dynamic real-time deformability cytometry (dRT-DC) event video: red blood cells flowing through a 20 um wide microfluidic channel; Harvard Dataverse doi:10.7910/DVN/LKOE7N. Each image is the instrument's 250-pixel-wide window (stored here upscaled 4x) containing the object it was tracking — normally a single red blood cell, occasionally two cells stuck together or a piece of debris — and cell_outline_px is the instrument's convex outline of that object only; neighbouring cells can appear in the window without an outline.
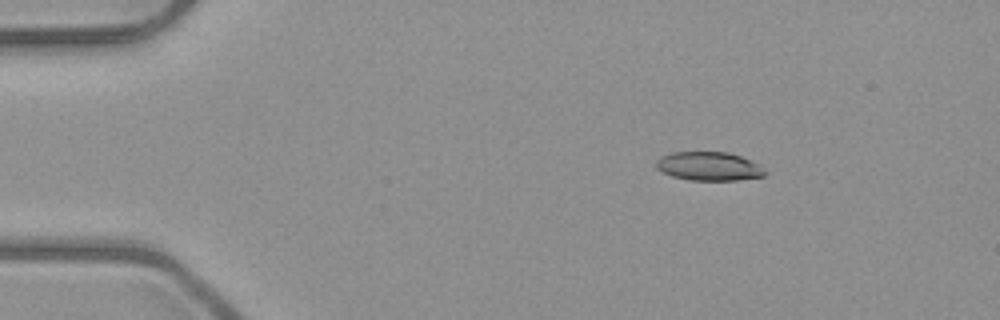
{"species": "common noctule bat (a hibernating species)", "species_latin": "Nyctalus noctula", "temperature_condition": "room temperature", "stored_images_in_passage": 3, "camera_frame_rate_fps": 3000, "um_per_image_px": 0.085, "animal": {"sex": "male", "body_mass_g": 23.1, "forearm_length_mm": 52.7}, "frame": {"image": 1, "passage_image": 1, "time_ms": 0.0, "image_size_px": [1000, 320], "cell_outline_px": [[768, 172], [764, 176], [736, 180], [688, 180], [672, 176], [656, 168], [656, 160], [660, 156], [672, 152], [728, 152], [740, 156], [764, 168]], "centroid_in_image_um": [60.23, 14.13], "position_along_channel_um": 24.8, "area_um2": 18.15}}